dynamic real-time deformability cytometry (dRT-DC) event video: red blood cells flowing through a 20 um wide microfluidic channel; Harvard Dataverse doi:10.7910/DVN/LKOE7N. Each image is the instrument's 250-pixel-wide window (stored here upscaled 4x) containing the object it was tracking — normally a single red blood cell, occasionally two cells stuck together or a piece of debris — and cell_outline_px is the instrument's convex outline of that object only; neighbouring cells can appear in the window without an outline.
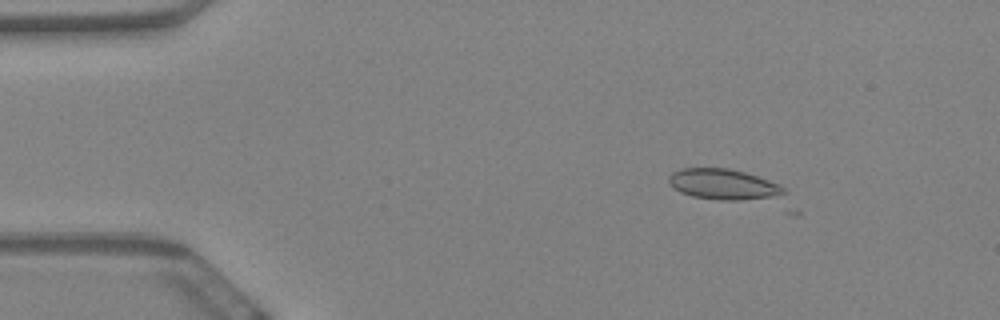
{"species": "Egyptian fruit bat (a non-hibernating species)", "species_latin": "Rousettus aegyptiacus", "temperature_condition": "warm", "stored_images_in_passage": 4, "camera_frame_rate_fps": 3000, "um_per_image_px": 0.085, "animal": {"sex": "female"}, "frame": {"image": 1, "passage_image": 3, "time_ms": 0.667, "image_size_px": [1000, 320], "cell_outline_px": [[788, 192], [772, 196], [740, 200], [720, 200], [692, 196], [680, 192], [672, 188], [668, 184], [668, 176], [672, 172], [680, 168], [728, 168], [744, 172], [780, 184]], "centroid_in_image_um": [61.4, 15.65], "position_along_channel_um": 23.6, "area_um2": 20.4}}